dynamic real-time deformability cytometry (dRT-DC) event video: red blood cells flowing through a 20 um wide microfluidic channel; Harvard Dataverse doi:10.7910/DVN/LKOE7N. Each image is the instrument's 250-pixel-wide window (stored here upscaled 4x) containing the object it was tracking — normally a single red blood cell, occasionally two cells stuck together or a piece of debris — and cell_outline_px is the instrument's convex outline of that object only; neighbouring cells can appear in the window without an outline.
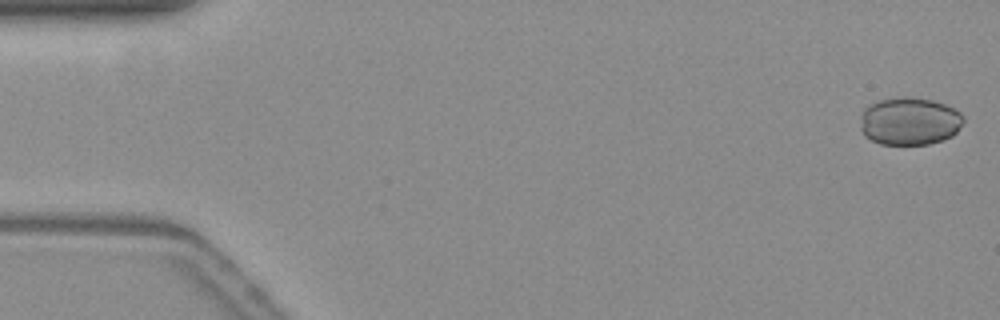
{"species": "common noctule bat (a hibernating species)", "species_latin": "Nyctalus noctula", "temperature_condition": "warm", "stored_images_in_passage": 54, "camera_frame_rate_fps": 3000, "um_per_image_px": 0.085, "animal": {"sex": "female", "body_mass_g": 19.3, "forearm_length_mm": 54.1}, "frame": {"image": 1, "passage_image": 1, "time_ms": 0.0, "image_size_px": [1000, 320], "cell_outline_px": [[964, 120], [956, 132], [952, 136], [928, 144], [880, 144], [864, 136], [860, 128], [860, 116], [864, 108], [868, 104], [880, 100], [904, 96], [912, 96], [932, 100], [944, 104], [960, 112], [964, 116]], "centroid_in_image_um": [77.28, 10.29], "position_along_channel_um": 7.7, "area_um2": 28.9}}
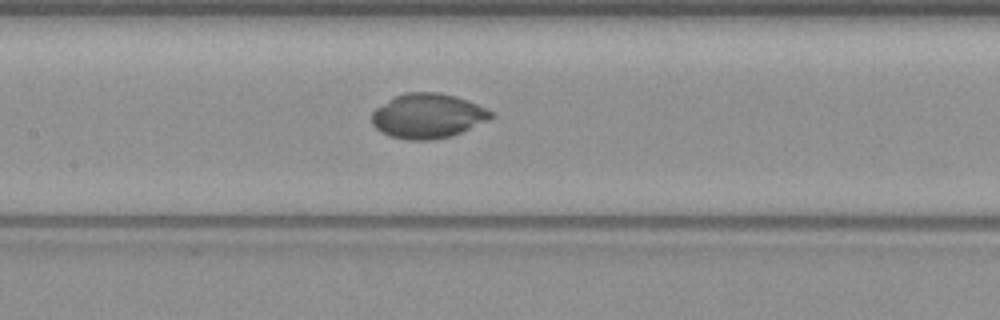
{"frame": {"image": 2, "passage_image": 25, "time_ms": 8.0, "image_size_px": [1000, 320], "cell_outline_px": [[496, 116], [452, 136], [432, 140], [408, 140], [388, 136], [380, 132], [372, 124], [372, 112], [376, 108], [396, 96], [408, 92], [440, 92], [456, 96], [468, 100], [488, 108]], "centroid_in_image_um": [36.37, 9.86], "position_along_channel_um": 171.0, "area_um2": 31.15}}
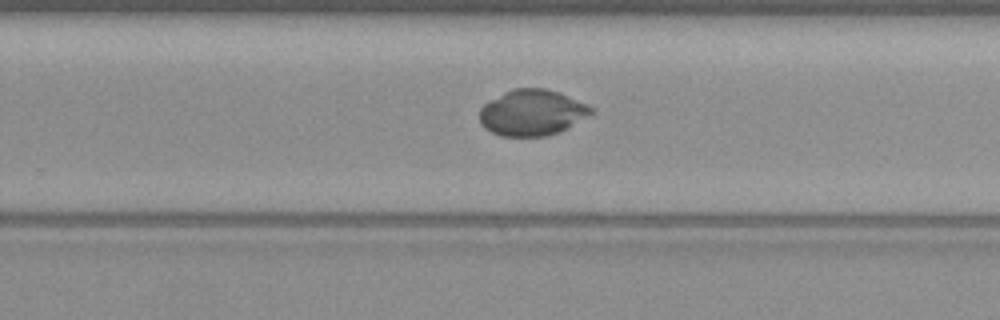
{"frame": {"image": 3, "passage_image": 34, "time_ms": 11.0, "image_size_px": [1000, 320], "cell_outline_px": [[596, 112], [568, 128], [560, 132], [548, 136], [500, 136], [484, 128], [480, 124], [480, 108], [484, 104], [504, 92], [512, 88], [544, 88], [560, 92], [588, 104]], "centroid_in_image_um": [45.25, 9.57], "position_along_channel_um": 284.5, "area_um2": 30.23}}